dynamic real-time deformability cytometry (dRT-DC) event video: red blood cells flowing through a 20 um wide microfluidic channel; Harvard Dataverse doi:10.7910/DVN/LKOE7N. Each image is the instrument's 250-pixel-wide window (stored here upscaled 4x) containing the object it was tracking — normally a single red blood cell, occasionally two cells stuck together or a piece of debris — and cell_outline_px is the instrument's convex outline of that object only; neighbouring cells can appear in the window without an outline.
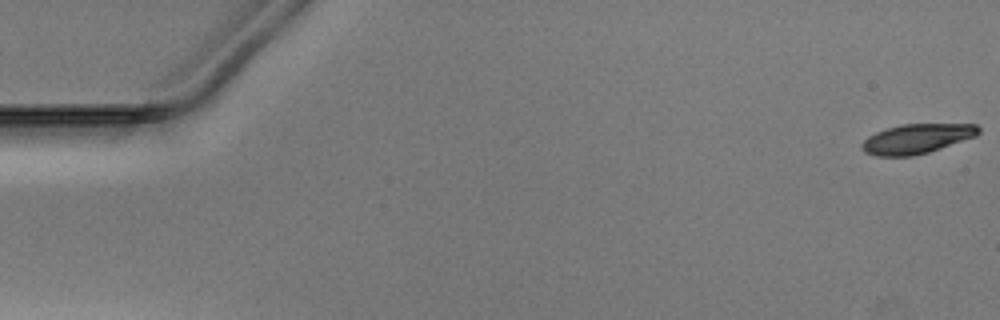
{"species": "Egyptian fruit bat (a non-hibernating species)", "species_latin": "Rousettus aegyptiacus", "temperature_condition": "warm", "stored_images_in_passage": 52, "segment_of_instrument_passage": [1, 2], "camera_frame_rate_fps": 3000, "um_per_image_px": 0.085, "animal": {"sex": "male"}, "frame": {"image": 1, "passage_image": 1, "time_ms": 0.0, "image_size_px": [1000, 320], "cell_outline_px": [[980, 132], [976, 136], [928, 152], [912, 156], [876, 156], [864, 152], [860, 148], [860, 144], [868, 136], [876, 132], [900, 124], [976, 124], [980, 128]], "centroid_in_image_um": [77.89, 11.79], "position_along_channel_um": 7.1, "area_um2": 20.11}}
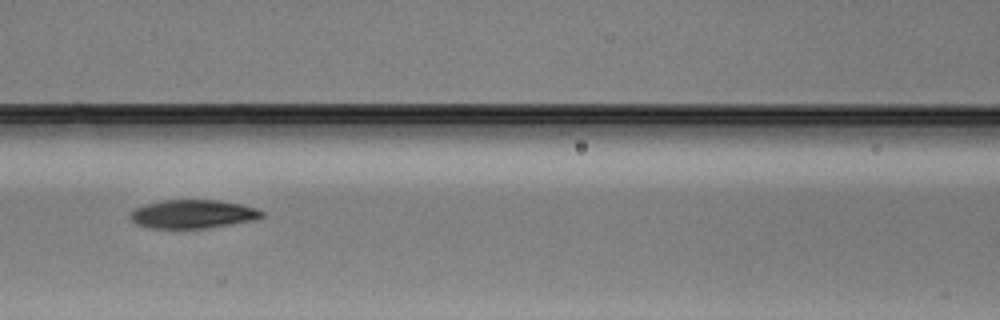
{"frame": {"image": 2, "passage_image": 23, "time_ms": 7.333, "image_size_px": [1000, 320], "cell_outline_px": [[264, 216], [256, 220], [208, 228], [148, 228], [136, 224], [128, 216], [132, 208], [144, 204], [164, 200], [220, 200], [240, 204], [256, 208], [264, 212]], "centroid_in_image_um": [16.37, 18.19], "position_along_channel_um": 150.2, "area_um2": 22.2}}
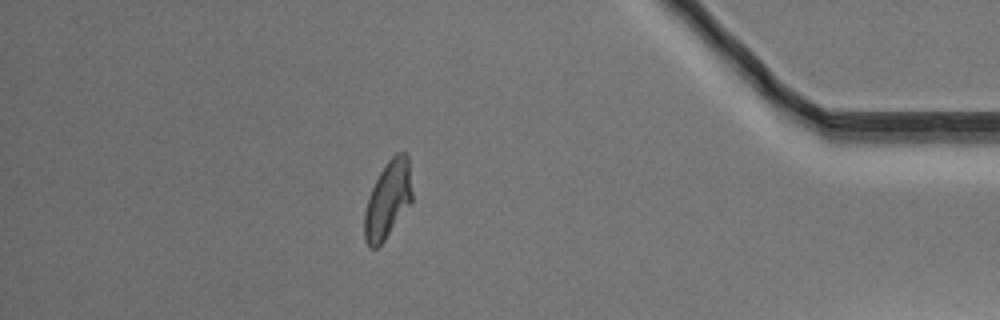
{"frame": {"image": 3, "passage_image": 45, "time_ms": 14.667, "image_size_px": [1000, 320], "cell_outline_px": [[412, 200], [384, 240], [376, 248], [372, 248], [364, 240], [364, 212], [372, 188], [380, 172], [388, 160], [396, 152], [404, 152], [408, 156], [412, 192]], "centroid_in_image_um": [32.96, 16.95], "position_along_channel_um": 402.2, "area_um2": 21.04}}